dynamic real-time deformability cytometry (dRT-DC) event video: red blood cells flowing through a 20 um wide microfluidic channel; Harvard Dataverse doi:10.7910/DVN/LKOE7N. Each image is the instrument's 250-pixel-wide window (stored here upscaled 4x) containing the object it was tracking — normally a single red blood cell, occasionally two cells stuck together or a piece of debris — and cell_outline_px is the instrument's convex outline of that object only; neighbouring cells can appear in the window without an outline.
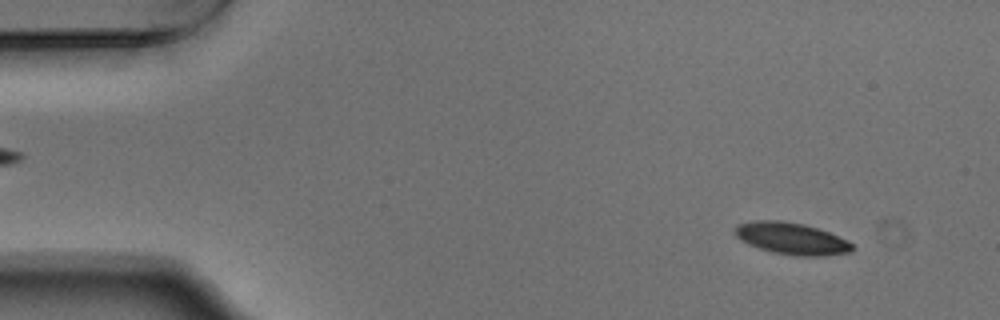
{"species": "Egyptian fruit bat (a non-hibernating species)", "species_latin": "Rousettus aegyptiacus", "temperature_condition": "warm", "stored_images_in_passage": 51, "camera_frame_rate_fps": 3000, "um_per_image_px": 0.085, "animal": {"sex": "male"}, "frame": {"image": 1, "passage_image": 2, "time_ms": 0.333, "image_size_px": [1000, 320], "cell_outline_px": [[856, 248], [852, 252], [824, 256], [796, 256], [772, 252], [748, 244], [740, 240], [732, 232], [732, 228], [736, 224], [752, 220], [780, 220], [804, 224], [828, 232], [852, 244]], "centroid_in_image_um": [67.21, 20.27], "position_along_channel_um": 17.8, "area_um2": 21.96}}
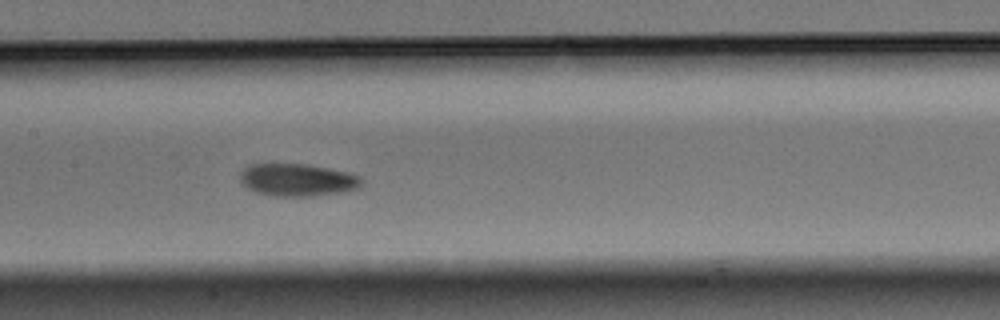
{"frame": {"image": 2, "passage_image": 23, "time_ms": 7.333, "image_size_px": [1000, 320], "cell_outline_px": [[364, 184], [360, 188], [344, 192], [312, 196], [272, 196], [256, 192], [248, 188], [240, 180], [240, 172], [248, 164], [308, 164], [348, 172], [360, 176], [364, 180]], "centroid_in_image_um": [25.33, 15.29], "position_along_channel_um": 182.1, "area_um2": 23.29}}
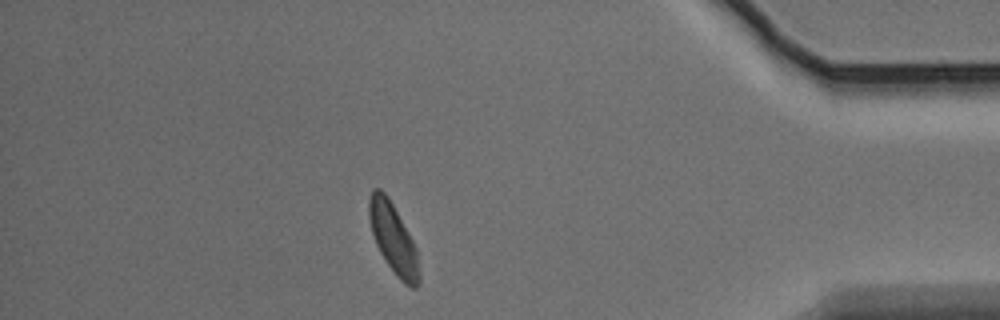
{"frame": {"image": 3, "passage_image": 44, "time_ms": 14.333, "image_size_px": [1000, 320], "cell_outline_px": [[420, 284], [416, 288], [412, 288], [404, 284], [396, 276], [380, 252], [376, 244], [372, 232], [368, 216], [368, 200], [372, 188], [380, 188], [384, 192], [392, 204], [412, 240], [416, 248], [420, 272]], "centroid_in_image_um": [33.42, 20.31], "position_along_channel_um": 401.8, "area_um2": 20.29}, "authors_computed_cell_mechanics": {"area_um2": 21.964, "velocity_mm_per_s": 3.7189, "shape_relaxation_time_tau1_ms": 3.2047, "shape_relaxation_time_tau2_ms": 3.9677, "deformation_change_tau1": 0.1024, "deformation_change_tau2": 0.0952}}